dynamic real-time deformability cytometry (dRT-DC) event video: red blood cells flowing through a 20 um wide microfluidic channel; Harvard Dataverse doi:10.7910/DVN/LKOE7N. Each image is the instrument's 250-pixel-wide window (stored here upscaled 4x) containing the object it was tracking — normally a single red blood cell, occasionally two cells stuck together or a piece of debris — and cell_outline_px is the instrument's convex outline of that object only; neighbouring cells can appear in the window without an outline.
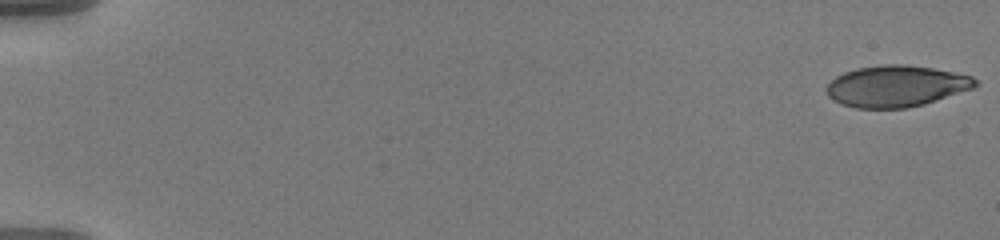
{"species": "human", "species_latin": "Homo sapiens", "temperature_condition": "warm", "stored_images_in_passage": 57, "camera_frame_rate_fps": 3000, "um_per_image_px": 0.085, "donor": {"sex": "male"}, "frame": {"image": 1, "passage_image": 1, "time_ms": 0.0, "image_size_px": [1000, 240], "cell_outline_px": [[980, 84], [972, 88], [924, 104], [908, 108], [856, 108], [844, 104], [828, 96], [828, 84], [836, 76], [844, 72], [856, 68], [884, 64], [904, 64], [932, 68], [972, 76]], "centroid_in_image_um": [76.19, 7.31], "position_along_channel_um": 8.8, "area_um2": 35.49}}
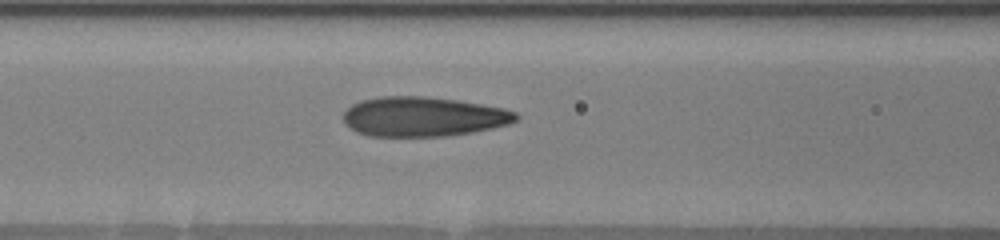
{"frame": {"image": 2, "passage_image": 26, "time_ms": 8.333, "image_size_px": [1000, 240], "cell_outline_px": [[520, 116], [516, 120], [508, 124], [492, 128], [472, 132], [444, 136], [368, 136], [356, 132], [348, 128], [344, 124], [344, 112], [352, 104], [360, 100], [380, 96], [424, 96], [456, 100], [504, 108], [516, 112]], "centroid_in_image_um": [35.94, 9.91], "position_along_channel_um": 130.7, "area_um2": 40.0}}
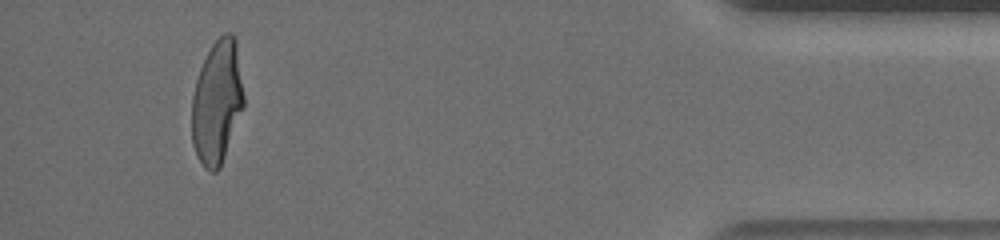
{"frame": {"image": 3, "passage_image": 54, "time_ms": 17.667, "image_size_px": [1000, 240], "cell_outline_px": [[244, 108], [220, 168], [216, 172], [212, 172], [204, 168], [192, 144], [192, 96], [196, 80], [200, 68], [212, 44], [224, 32], [232, 32], [236, 40], [244, 96]], "centroid_in_image_um": [18.46, 8.68], "position_along_channel_um": 416.7, "area_um2": 37.51}, "authors_computed_cell_mechanics": {"area_um2": 38.0324, "velocity_mm_per_s": 3.6255, "shape_relaxation_time_tau1_ms": 7.1376, "shape_relaxation_time_tau2_ms": 0.9426, "deformation_change_tau1": 0.2664, "deformation_change_tau2": 0.08}}